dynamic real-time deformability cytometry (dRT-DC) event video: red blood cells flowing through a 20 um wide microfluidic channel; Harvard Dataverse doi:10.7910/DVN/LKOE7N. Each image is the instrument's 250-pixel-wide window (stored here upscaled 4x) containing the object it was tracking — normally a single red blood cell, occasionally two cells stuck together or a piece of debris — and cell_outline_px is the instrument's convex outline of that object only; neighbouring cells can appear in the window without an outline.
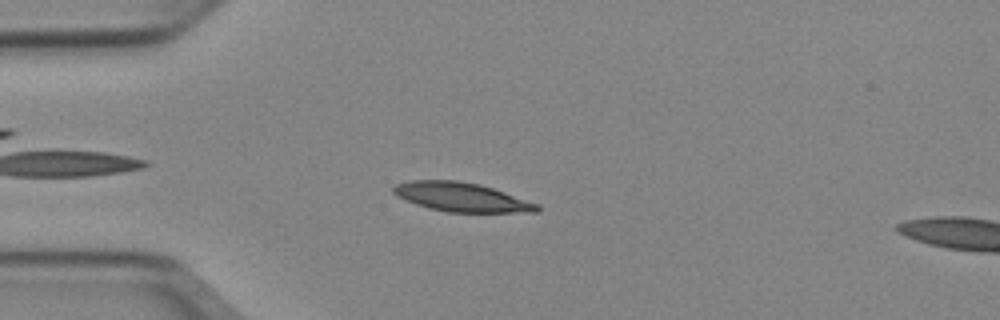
{"species": "Egyptian fruit bat (a non-hibernating species)", "species_latin": "Rousettus aegyptiacus", "temperature_condition": "cold", "stored_images_in_passage": 43, "camera_frame_rate_fps": 3000, "um_per_image_px": 0.085, "animal": {"sex": "female"}, "frame": {"image": 1, "passage_image": 5, "time_ms": 1.333, "image_size_px": [1000, 320], "cell_outline_px": [[540, 212], [448, 212], [428, 208], [416, 204], [396, 196], [392, 192], [392, 188], [396, 184], [412, 180], [456, 180], [480, 184], [540, 204]], "centroid_in_image_um": [39.23, 16.75], "position_along_channel_um": 45.8, "area_um2": 24.33}}
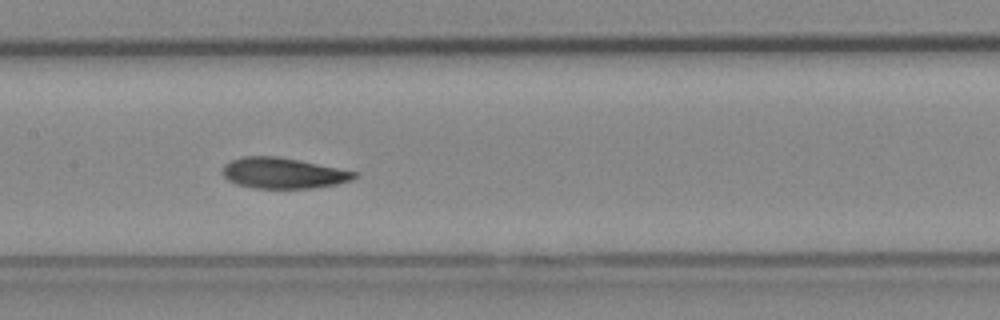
{"frame": {"image": 2, "passage_image": 17, "time_ms": 5.333, "image_size_px": [1000, 320], "cell_outline_px": [[360, 176], [352, 180], [336, 184], [312, 188], [252, 188], [236, 184], [228, 180], [220, 172], [224, 164], [232, 160], [244, 156], [276, 156], [356, 172]], "centroid_in_image_um": [24.02, 14.72], "position_along_channel_um": 183.4, "area_um2": 23.47}}
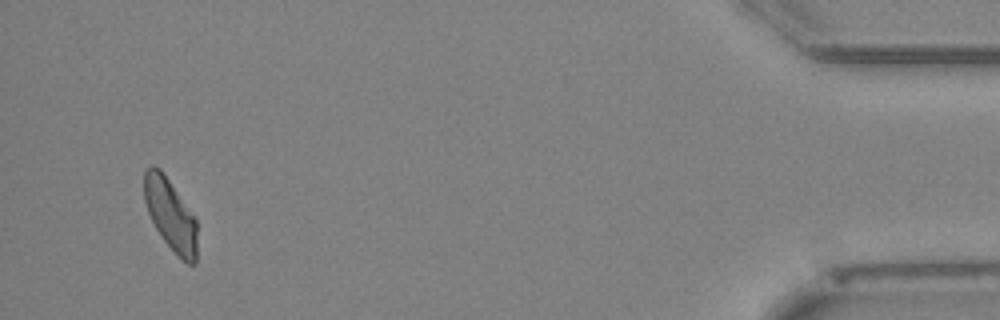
{"frame": {"image": 3, "passage_image": 41, "time_ms": 13.333, "image_size_px": [1000, 320], "cell_outline_px": [[196, 264], [188, 264], [164, 240], [156, 228], [148, 212], [144, 200], [144, 172], [152, 164], [160, 168], [196, 216]], "centroid_in_image_um": [14.49, 18.19], "position_along_channel_um": 420.7, "area_um2": 21.91}, "authors_computed_cell_mechanics": {"area_um2": 23.4668, "velocity_mm_per_s": 3.9111, "shape_relaxation_time_tau1_ms": 3.0824, "shape_relaxation_time_tau2_ms": 4.0217, "deformation_change_tau1": 0.1255, "deformation_change_tau2": 0.0979}}